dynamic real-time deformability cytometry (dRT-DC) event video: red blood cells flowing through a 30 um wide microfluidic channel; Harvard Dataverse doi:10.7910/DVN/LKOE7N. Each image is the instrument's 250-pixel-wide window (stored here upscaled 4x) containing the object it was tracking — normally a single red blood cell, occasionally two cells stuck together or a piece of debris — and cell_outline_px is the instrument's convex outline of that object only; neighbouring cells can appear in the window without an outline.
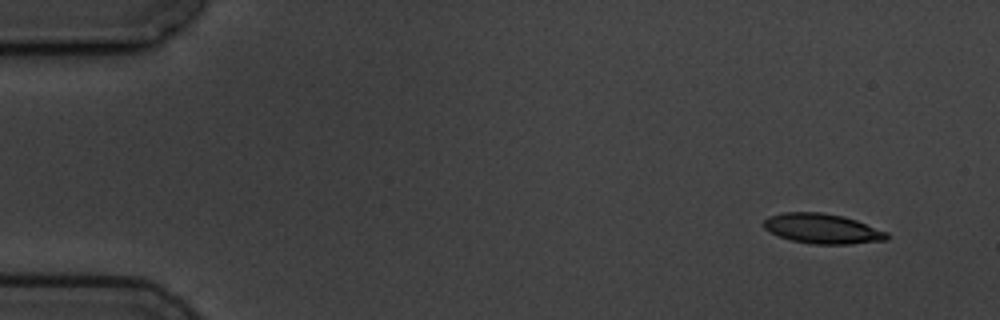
{"species": "common noctule bat (a hibernating species)", "species_latin": "Nyctalus noctula", "temperature_condition": "cold", "stored_images_in_passage": 9, "camera_frame_rate_fps": 3000, "um_per_image_px": 0.085, "animal": {"sex": "male", "body_mass_g": 19.5, "forearm_length_mm": 54.6}, "frame": {"image": 1, "passage_image": 1, "time_ms": 0.0, "image_size_px": [1000, 320], "cell_outline_px": [[888, 240], [848, 244], [812, 244], [792, 240], [780, 236], [764, 228], [764, 220], [768, 216], [784, 212], [820, 212], [844, 216], [856, 220], [888, 232]], "centroid_in_image_um": [69.92, 19.43], "position_along_channel_um": 15.1, "area_um2": 21.39}}
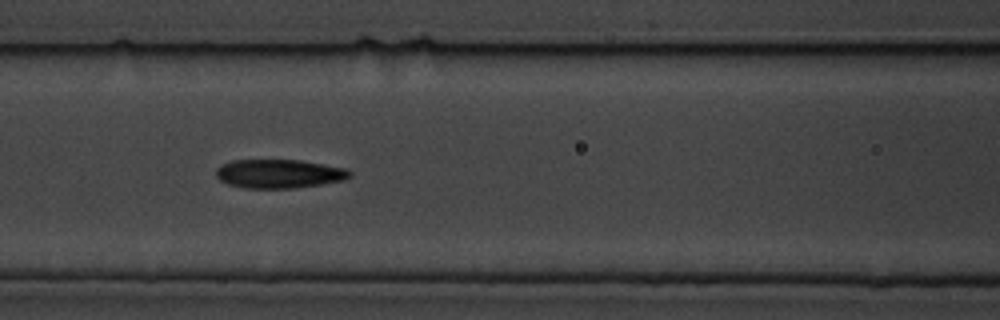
{"frame": {"image": 2, "passage_image": 7, "time_ms": 6.667, "image_size_px": [1000, 320], "cell_outline_px": [[352, 176], [344, 180], [296, 188], [244, 188], [228, 184], [220, 180], [216, 176], [216, 168], [220, 164], [232, 160], [300, 160], [348, 168], [352, 172]], "centroid_in_image_um": [23.73, 14.76], "position_along_channel_um": 142.9, "area_um2": 22.66}}
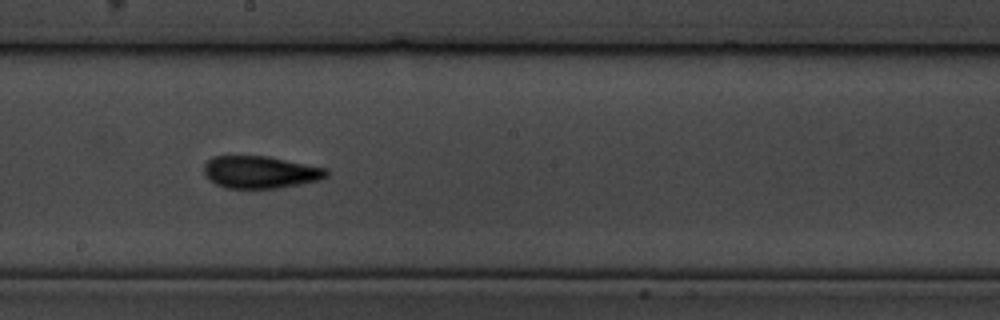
{"frame": {"image": 3, "passage_image": 9, "time_ms": 9.0, "image_size_px": [1000, 320], "cell_outline_px": [[328, 176], [320, 180], [300, 184], [276, 188], [224, 188], [208, 180], [204, 176], [204, 164], [212, 156], [268, 156], [328, 168]], "centroid_in_image_um": [22.12, 14.63], "position_along_channel_um": 226.1, "area_um2": 23.29}}